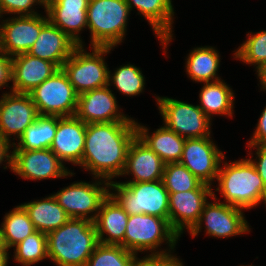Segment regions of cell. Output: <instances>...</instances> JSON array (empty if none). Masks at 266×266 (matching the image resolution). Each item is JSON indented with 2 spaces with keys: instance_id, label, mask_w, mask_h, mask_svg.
<instances>
[{
  "instance_id": "obj_1",
  "label": "cell",
  "mask_w": 266,
  "mask_h": 266,
  "mask_svg": "<svg viewBox=\"0 0 266 266\" xmlns=\"http://www.w3.org/2000/svg\"><path fill=\"white\" fill-rule=\"evenodd\" d=\"M136 136V122L86 124L85 148L79 166L93 177L112 181L122 175L129 146Z\"/></svg>"
},
{
  "instance_id": "obj_2",
  "label": "cell",
  "mask_w": 266,
  "mask_h": 266,
  "mask_svg": "<svg viewBox=\"0 0 266 266\" xmlns=\"http://www.w3.org/2000/svg\"><path fill=\"white\" fill-rule=\"evenodd\" d=\"M47 235V255L56 266H85L97 246L94 222L70 218Z\"/></svg>"
},
{
  "instance_id": "obj_3",
  "label": "cell",
  "mask_w": 266,
  "mask_h": 266,
  "mask_svg": "<svg viewBox=\"0 0 266 266\" xmlns=\"http://www.w3.org/2000/svg\"><path fill=\"white\" fill-rule=\"evenodd\" d=\"M217 182L215 191L221 193L224 203L244 210L260 205L266 192L262 178L249 159L229 163L221 160Z\"/></svg>"
},
{
  "instance_id": "obj_4",
  "label": "cell",
  "mask_w": 266,
  "mask_h": 266,
  "mask_svg": "<svg viewBox=\"0 0 266 266\" xmlns=\"http://www.w3.org/2000/svg\"><path fill=\"white\" fill-rule=\"evenodd\" d=\"M109 195L128 215L147 214L169 221V193L162 180L138 183L110 181Z\"/></svg>"
},
{
  "instance_id": "obj_5",
  "label": "cell",
  "mask_w": 266,
  "mask_h": 266,
  "mask_svg": "<svg viewBox=\"0 0 266 266\" xmlns=\"http://www.w3.org/2000/svg\"><path fill=\"white\" fill-rule=\"evenodd\" d=\"M130 15L125 0H89L87 28L90 46L112 47L123 42Z\"/></svg>"
},
{
  "instance_id": "obj_6",
  "label": "cell",
  "mask_w": 266,
  "mask_h": 266,
  "mask_svg": "<svg viewBox=\"0 0 266 266\" xmlns=\"http://www.w3.org/2000/svg\"><path fill=\"white\" fill-rule=\"evenodd\" d=\"M179 238L167 219L147 214L129 215L124 248L137 255L146 251L151 252L148 255H167L174 251ZM164 242L169 249L159 248Z\"/></svg>"
},
{
  "instance_id": "obj_7",
  "label": "cell",
  "mask_w": 266,
  "mask_h": 266,
  "mask_svg": "<svg viewBox=\"0 0 266 266\" xmlns=\"http://www.w3.org/2000/svg\"><path fill=\"white\" fill-rule=\"evenodd\" d=\"M90 48L91 53L85 51L82 45H78L62 65V70L78 95L108 85L109 68L104 56L113 48L97 46Z\"/></svg>"
},
{
  "instance_id": "obj_8",
  "label": "cell",
  "mask_w": 266,
  "mask_h": 266,
  "mask_svg": "<svg viewBox=\"0 0 266 266\" xmlns=\"http://www.w3.org/2000/svg\"><path fill=\"white\" fill-rule=\"evenodd\" d=\"M94 179L95 182L92 184L76 182L52 194L70 218L87 219L92 222L96 219L101 203L109 195L110 182L97 177Z\"/></svg>"
},
{
  "instance_id": "obj_9",
  "label": "cell",
  "mask_w": 266,
  "mask_h": 266,
  "mask_svg": "<svg viewBox=\"0 0 266 266\" xmlns=\"http://www.w3.org/2000/svg\"><path fill=\"white\" fill-rule=\"evenodd\" d=\"M39 115L75 116L78 94L60 68L29 93Z\"/></svg>"
},
{
  "instance_id": "obj_10",
  "label": "cell",
  "mask_w": 266,
  "mask_h": 266,
  "mask_svg": "<svg viewBox=\"0 0 266 266\" xmlns=\"http://www.w3.org/2000/svg\"><path fill=\"white\" fill-rule=\"evenodd\" d=\"M163 124L184 138L211 136V119L198 105L168 97H155Z\"/></svg>"
},
{
  "instance_id": "obj_11",
  "label": "cell",
  "mask_w": 266,
  "mask_h": 266,
  "mask_svg": "<svg viewBox=\"0 0 266 266\" xmlns=\"http://www.w3.org/2000/svg\"><path fill=\"white\" fill-rule=\"evenodd\" d=\"M217 194L213 193V203L207 202L197 224L188 232L192 237L201 232L205 224L206 235L215 238H229L250 232L249 224L244 217L242 208L224 202H218Z\"/></svg>"
},
{
  "instance_id": "obj_12",
  "label": "cell",
  "mask_w": 266,
  "mask_h": 266,
  "mask_svg": "<svg viewBox=\"0 0 266 266\" xmlns=\"http://www.w3.org/2000/svg\"><path fill=\"white\" fill-rule=\"evenodd\" d=\"M11 171L27 180H46L74 175V172L65 167L50 148L13 150Z\"/></svg>"
},
{
  "instance_id": "obj_13",
  "label": "cell",
  "mask_w": 266,
  "mask_h": 266,
  "mask_svg": "<svg viewBox=\"0 0 266 266\" xmlns=\"http://www.w3.org/2000/svg\"><path fill=\"white\" fill-rule=\"evenodd\" d=\"M225 158L211 136L186 138L179 163L200 181L211 186L217 180L221 160Z\"/></svg>"
},
{
  "instance_id": "obj_14",
  "label": "cell",
  "mask_w": 266,
  "mask_h": 266,
  "mask_svg": "<svg viewBox=\"0 0 266 266\" xmlns=\"http://www.w3.org/2000/svg\"><path fill=\"white\" fill-rule=\"evenodd\" d=\"M39 116L29 94L6 92L0 99V136L11 144L12 136L19 139Z\"/></svg>"
},
{
  "instance_id": "obj_15",
  "label": "cell",
  "mask_w": 266,
  "mask_h": 266,
  "mask_svg": "<svg viewBox=\"0 0 266 266\" xmlns=\"http://www.w3.org/2000/svg\"><path fill=\"white\" fill-rule=\"evenodd\" d=\"M49 22L48 15L14 16L0 24L2 51L8 56L27 53Z\"/></svg>"
},
{
  "instance_id": "obj_16",
  "label": "cell",
  "mask_w": 266,
  "mask_h": 266,
  "mask_svg": "<svg viewBox=\"0 0 266 266\" xmlns=\"http://www.w3.org/2000/svg\"><path fill=\"white\" fill-rule=\"evenodd\" d=\"M107 85L78 95L75 116L85 124L100 122H136L123 114L116 97ZM119 109V110H118Z\"/></svg>"
},
{
  "instance_id": "obj_17",
  "label": "cell",
  "mask_w": 266,
  "mask_h": 266,
  "mask_svg": "<svg viewBox=\"0 0 266 266\" xmlns=\"http://www.w3.org/2000/svg\"><path fill=\"white\" fill-rule=\"evenodd\" d=\"M213 190H189L169 193V224L181 237L183 231L189 232L198 222L208 198Z\"/></svg>"
},
{
  "instance_id": "obj_18",
  "label": "cell",
  "mask_w": 266,
  "mask_h": 266,
  "mask_svg": "<svg viewBox=\"0 0 266 266\" xmlns=\"http://www.w3.org/2000/svg\"><path fill=\"white\" fill-rule=\"evenodd\" d=\"M86 124L76 116H57V129L50 149L64 162L82 163Z\"/></svg>"
},
{
  "instance_id": "obj_19",
  "label": "cell",
  "mask_w": 266,
  "mask_h": 266,
  "mask_svg": "<svg viewBox=\"0 0 266 266\" xmlns=\"http://www.w3.org/2000/svg\"><path fill=\"white\" fill-rule=\"evenodd\" d=\"M88 4L89 0H46L45 13L54 26L78 45L85 46L79 34L87 27Z\"/></svg>"
},
{
  "instance_id": "obj_20",
  "label": "cell",
  "mask_w": 266,
  "mask_h": 266,
  "mask_svg": "<svg viewBox=\"0 0 266 266\" xmlns=\"http://www.w3.org/2000/svg\"><path fill=\"white\" fill-rule=\"evenodd\" d=\"M60 68L28 53L12 57V86L10 92L29 94Z\"/></svg>"
},
{
  "instance_id": "obj_21",
  "label": "cell",
  "mask_w": 266,
  "mask_h": 266,
  "mask_svg": "<svg viewBox=\"0 0 266 266\" xmlns=\"http://www.w3.org/2000/svg\"><path fill=\"white\" fill-rule=\"evenodd\" d=\"M165 163L138 136L129 146L126 165L121 176L133 179L121 183H138L162 180Z\"/></svg>"
},
{
  "instance_id": "obj_22",
  "label": "cell",
  "mask_w": 266,
  "mask_h": 266,
  "mask_svg": "<svg viewBox=\"0 0 266 266\" xmlns=\"http://www.w3.org/2000/svg\"><path fill=\"white\" fill-rule=\"evenodd\" d=\"M77 46L74 40L49 21L41 29L36 42L27 53L62 68Z\"/></svg>"
},
{
  "instance_id": "obj_23",
  "label": "cell",
  "mask_w": 266,
  "mask_h": 266,
  "mask_svg": "<svg viewBox=\"0 0 266 266\" xmlns=\"http://www.w3.org/2000/svg\"><path fill=\"white\" fill-rule=\"evenodd\" d=\"M130 12L137 8L138 14L152 26L156 37L163 46L164 53L173 39L172 25L174 19V8L172 0H125ZM166 48V49H165Z\"/></svg>"
},
{
  "instance_id": "obj_24",
  "label": "cell",
  "mask_w": 266,
  "mask_h": 266,
  "mask_svg": "<svg viewBox=\"0 0 266 266\" xmlns=\"http://www.w3.org/2000/svg\"><path fill=\"white\" fill-rule=\"evenodd\" d=\"M129 215L108 195L101 203L94 225L98 242L121 245L124 248V235ZM106 234V238L104 237Z\"/></svg>"
},
{
  "instance_id": "obj_25",
  "label": "cell",
  "mask_w": 266,
  "mask_h": 266,
  "mask_svg": "<svg viewBox=\"0 0 266 266\" xmlns=\"http://www.w3.org/2000/svg\"><path fill=\"white\" fill-rule=\"evenodd\" d=\"M137 136L152 150L162 161L167 163L179 162L184 149L186 138L161 126L154 133L149 134V129L136 122Z\"/></svg>"
},
{
  "instance_id": "obj_26",
  "label": "cell",
  "mask_w": 266,
  "mask_h": 266,
  "mask_svg": "<svg viewBox=\"0 0 266 266\" xmlns=\"http://www.w3.org/2000/svg\"><path fill=\"white\" fill-rule=\"evenodd\" d=\"M21 206L27 212L35 230L46 234L60 228L70 219L52 194L41 200L22 203Z\"/></svg>"
},
{
  "instance_id": "obj_27",
  "label": "cell",
  "mask_w": 266,
  "mask_h": 266,
  "mask_svg": "<svg viewBox=\"0 0 266 266\" xmlns=\"http://www.w3.org/2000/svg\"><path fill=\"white\" fill-rule=\"evenodd\" d=\"M199 93V108L210 118L213 115L233 117L234 93L232 88L223 80L204 82Z\"/></svg>"
},
{
  "instance_id": "obj_28",
  "label": "cell",
  "mask_w": 266,
  "mask_h": 266,
  "mask_svg": "<svg viewBox=\"0 0 266 266\" xmlns=\"http://www.w3.org/2000/svg\"><path fill=\"white\" fill-rule=\"evenodd\" d=\"M185 60L186 74L191 80L204 83L221 79L217 73L220 67V54L215 47H196Z\"/></svg>"
},
{
  "instance_id": "obj_29",
  "label": "cell",
  "mask_w": 266,
  "mask_h": 266,
  "mask_svg": "<svg viewBox=\"0 0 266 266\" xmlns=\"http://www.w3.org/2000/svg\"><path fill=\"white\" fill-rule=\"evenodd\" d=\"M57 129V116L39 115L36 121L26 128L18 139L13 142V150L49 149Z\"/></svg>"
},
{
  "instance_id": "obj_30",
  "label": "cell",
  "mask_w": 266,
  "mask_h": 266,
  "mask_svg": "<svg viewBox=\"0 0 266 266\" xmlns=\"http://www.w3.org/2000/svg\"><path fill=\"white\" fill-rule=\"evenodd\" d=\"M1 227L8 250L36 231L27 212L21 205L5 214Z\"/></svg>"
},
{
  "instance_id": "obj_31",
  "label": "cell",
  "mask_w": 266,
  "mask_h": 266,
  "mask_svg": "<svg viewBox=\"0 0 266 266\" xmlns=\"http://www.w3.org/2000/svg\"><path fill=\"white\" fill-rule=\"evenodd\" d=\"M162 181L168 193L189 190H213L212 186L200 181L179 162L165 164Z\"/></svg>"
},
{
  "instance_id": "obj_32",
  "label": "cell",
  "mask_w": 266,
  "mask_h": 266,
  "mask_svg": "<svg viewBox=\"0 0 266 266\" xmlns=\"http://www.w3.org/2000/svg\"><path fill=\"white\" fill-rule=\"evenodd\" d=\"M137 259L121 245L98 243L85 266H135Z\"/></svg>"
},
{
  "instance_id": "obj_33",
  "label": "cell",
  "mask_w": 266,
  "mask_h": 266,
  "mask_svg": "<svg viewBox=\"0 0 266 266\" xmlns=\"http://www.w3.org/2000/svg\"><path fill=\"white\" fill-rule=\"evenodd\" d=\"M112 85L126 96H137L145 89V77L142 70L135 65L126 64L108 73V86Z\"/></svg>"
},
{
  "instance_id": "obj_34",
  "label": "cell",
  "mask_w": 266,
  "mask_h": 266,
  "mask_svg": "<svg viewBox=\"0 0 266 266\" xmlns=\"http://www.w3.org/2000/svg\"><path fill=\"white\" fill-rule=\"evenodd\" d=\"M13 248V258L22 266H31L48 259L47 235L37 230Z\"/></svg>"
},
{
  "instance_id": "obj_35",
  "label": "cell",
  "mask_w": 266,
  "mask_h": 266,
  "mask_svg": "<svg viewBox=\"0 0 266 266\" xmlns=\"http://www.w3.org/2000/svg\"><path fill=\"white\" fill-rule=\"evenodd\" d=\"M248 38L234 53V58L256 67V71L266 63V30L256 34L248 33Z\"/></svg>"
},
{
  "instance_id": "obj_36",
  "label": "cell",
  "mask_w": 266,
  "mask_h": 266,
  "mask_svg": "<svg viewBox=\"0 0 266 266\" xmlns=\"http://www.w3.org/2000/svg\"><path fill=\"white\" fill-rule=\"evenodd\" d=\"M43 6L45 9L46 0H0V18L3 14H14V16H32L39 14L33 7Z\"/></svg>"
},
{
  "instance_id": "obj_37",
  "label": "cell",
  "mask_w": 266,
  "mask_h": 266,
  "mask_svg": "<svg viewBox=\"0 0 266 266\" xmlns=\"http://www.w3.org/2000/svg\"><path fill=\"white\" fill-rule=\"evenodd\" d=\"M135 266H184L181 260L172 253L167 255H145L138 258Z\"/></svg>"
},
{
  "instance_id": "obj_38",
  "label": "cell",
  "mask_w": 266,
  "mask_h": 266,
  "mask_svg": "<svg viewBox=\"0 0 266 266\" xmlns=\"http://www.w3.org/2000/svg\"><path fill=\"white\" fill-rule=\"evenodd\" d=\"M250 150L256 149V158H249L251 163L255 166L256 171L259 173L266 186V145H248ZM257 160V161H256Z\"/></svg>"
},
{
  "instance_id": "obj_39",
  "label": "cell",
  "mask_w": 266,
  "mask_h": 266,
  "mask_svg": "<svg viewBox=\"0 0 266 266\" xmlns=\"http://www.w3.org/2000/svg\"><path fill=\"white\" fill-rule=\"evenodd\" d=\"M250 139L247 141V145H266V106L260 115L254 134Z\"/></svg>"
},
{
  "instance_id": "obj_40",
  "label": "cell",
  "mask_w": 266,
  "mask_h": 266,
  "mask_svg": "<svg viewBox=\"0 0 266 266\" xmlns=\"http://www.w3.org/2000/svg\"><path fill=\"white\" fill-rule=\"evenodd\" d=\"M10 82H12V56L3 52L0 55V89L9 87Z\"/></svg>"
},
{
  "instance_id": "obj_41",
  "label": "cell",
  "mask_w": 266,
  "mask_h": 266,
  "mask_svg": "<svg viewBox=\"0 0 266 266\" xmlns=\"http://www.w3.org/2000/svg\"><path fill=\"white\" fill-rule=\"evenodd\" d=\"M10 148H12V144L0 136V166L3 164V162H5L6 166L4 169H7L8 167L11 170L12 151Z\"/></svg>"
},
{
  "instance_id": "obj_42",
  "label": "cell",
  "mask_w": 266,
  "mask_h": 266,
  "mask_svg": "<svg viewBox=\"0 0 266 266\" xmlns=\"http://www.w3.org/2000/svg\"><path fill=\"white\" fill-rule=\"evenodd\" d=\"M258 78L260 79V85H261V90L265 91L266 90V63L262 65L259 70L256 72Z\"/></svg>"
},
{
  "instance_id": "obj_43",
  "label": "cell",
  "mask_w": 266,
  "mask_h": 266,
  "mask_svg": "<svg viewBox=\"0 0 266 266\" xmlns=\"http://www.w3.org/2000/svg\"><path fill=\"white\" fill-rule=\"evenodd\" d=\"M9 250H0V266H7L9 259Z\"/></svg>"
},
{
  "instance_id": "obj_44",
  "label": "cell",
  "mask_w": 266,
  "mask_h": 266,
  "mask_svg": "<svg viewBox=\"0 0 266 266\" xmlns=\"http://www.w3.org/2000/svg\"><path fill=\"white\" fill-rule=\"evenodd\" d=\"M0 250H8L4 242V237L2 233V227H0Z\"/></svg>"
},
{
  "instance_id": "obj_45",
  "label": "cell",
  "mask_w": 266,
  "mask_h": 266,
  "mask_svg": "<svg viewBox=\"0 0 266 266\" xmlns=\"http://www.w3.org/2000/svg\"><path fill=\"white\" fill-rule=\"evenodd\" d=\"M3 53L2 51V44H1V36H0V55Z\"/></svg>"
},
{
  "instance_id": "obj_46",
  "label": "cell",
  "mask_w": 266,
  "mask_h": 266,
  "mask_svg": "<svg viewBox=\"0 0 266 266\" xmlns=\"http://www.w3.org/2000/svg\"><path fill=\"white\" fill-rule=\"evenodd\" d=\"M263 204H265V206H266V192H265V195H264V199H263Z\"/></svg>"
}]
</instances>
